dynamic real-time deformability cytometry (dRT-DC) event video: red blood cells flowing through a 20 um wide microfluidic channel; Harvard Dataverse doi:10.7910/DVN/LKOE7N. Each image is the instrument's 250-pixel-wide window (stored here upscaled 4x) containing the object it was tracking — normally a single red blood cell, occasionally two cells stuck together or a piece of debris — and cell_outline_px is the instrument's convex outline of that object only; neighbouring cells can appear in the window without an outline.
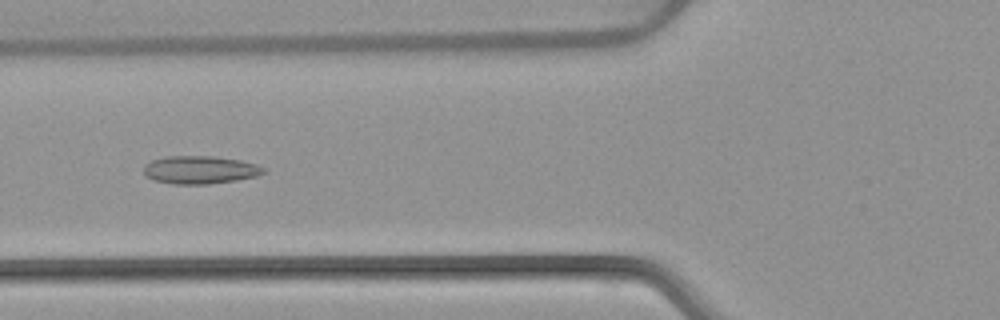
{"species": "common noctule bat (a hibernating species)", "species_latin": "Nyctalus noctula", "temperature_condition": "warm", "stored_images_in_passage": 52, "camera_frame_rate_fps": 3000, "um_per_image_px": 0.085, "animal": {"sex": "female", "body_mass_g": 22.7, "forearm_length_mm": 54.2}, "frame": {"image": 1, "passage_image": 20, "time_ms": 6.333, "image_size_px": [1000, 320], "cell_outline_px": [[264, 172], [256, 176], [236, 180], [208, 184], [172, 184], [152, 180], [144, 176], [144, 164], [152, 160], [164, 156], [212, 156], [240, 160], [256, 164], [264, 168]], "centroid_in_image_um": [16.94, 14.44], "position_along_channel_um": 108.9, "area_um2": 19.59}}
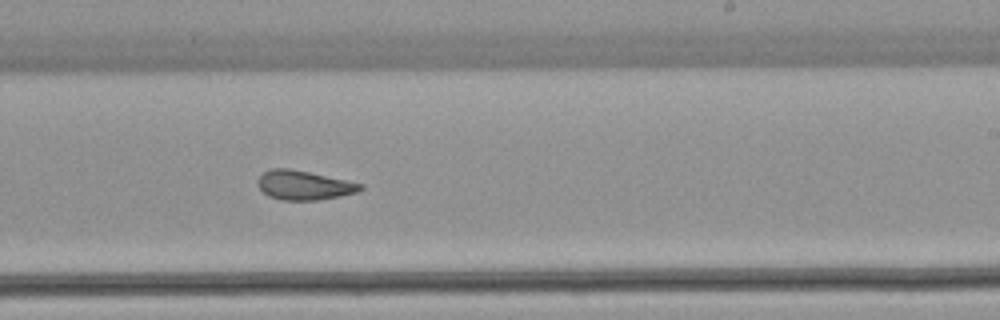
{"frame": {"image": 2, "passage_image": 32, "time_ms": 10.333, "image_size_px": [1000, 320], "cell_outline_px": [[364, 188], [360, 192], [320, 200], [280, 200], [268, 196], [256, 184], [256, 180], [264, 172], [272, 168], [288, 168], [308, 172], [364, 184]], "centroid_in_image_um": [25.84, 15.75], "position_along_channel_um": 263.2, "area_um2": 17.57}}
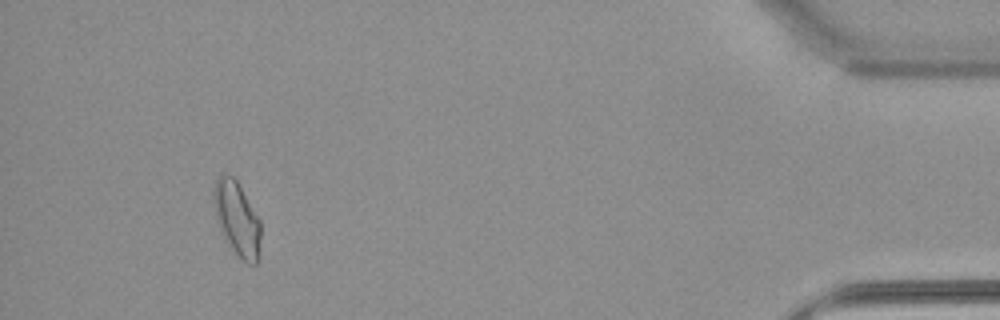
{"frame": {"image": 3, "passage_image": 49, "time_ms": 16.0, "image_size_px": [1000, 320], "cell_outline_px": [[260, 236], [256, 264], [248, 264], [232, 248], [216, 216], [212, 196], [212, 192], [216, 180], [220, 172], [228, 172], [236, 180], [260, 220]], "centroid_in_image_um": [20.13, 18.48], "position_along_channel_um": 415.1, "area_um2": 19.59}, "authors_computed_cell_mechanics": {"area_um2": 18.6405, "velocity_mm_per_s": 3.8626, "shape_relaxation_time_tau1_ms": null, "shape_relaxation_time_tau2_ms": 1.5772, "deformation_change_tau1": null, "deformation_change_tau2": 0.0842}}